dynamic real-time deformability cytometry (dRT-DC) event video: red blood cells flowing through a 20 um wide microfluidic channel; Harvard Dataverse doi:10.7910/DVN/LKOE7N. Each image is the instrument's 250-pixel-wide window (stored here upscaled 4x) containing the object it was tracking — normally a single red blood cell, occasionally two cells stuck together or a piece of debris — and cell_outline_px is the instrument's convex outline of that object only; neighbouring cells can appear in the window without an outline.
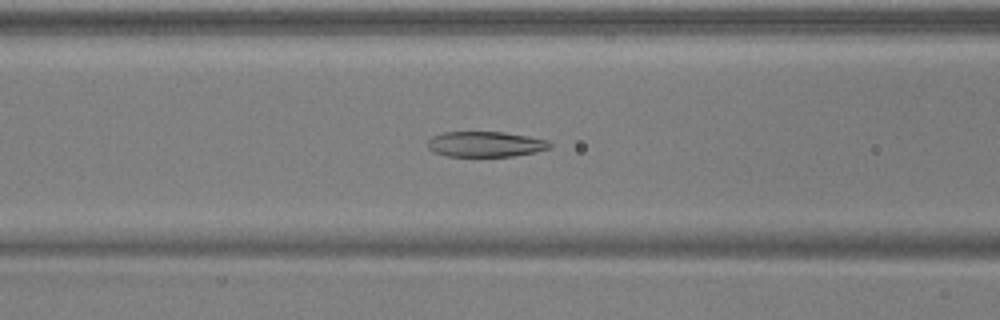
{"species": "common noctule bat (a hibernating species)", "species_latin": "Nyctalus noctula", "temperature_condition": "warm", "stored_images_in_passage": 48, "camera_frame_rate_fps": 3000, "um_per_image_px": 0.085, "animal": {"sex": "male", "body_mass_g": 17.9, "forearm_length_mm": 54.2}, "frame": {"image": 1, "passage_image": 18, "time_ms": 5.667, "image_size_px": [1000, 320], "cell_outline_px": [[552, 148], [536, 152], [512, 156], [448, 156], [432, 152], [428, 148], [428, 140], [432, 136], [444, 132], [504, 132], [528, 136], [548, 140], [552, 144]], "centroid_in_image_um": [41.28, 12.25], "position_along_channel_um": 125.3, "area_um2": 18.21}}
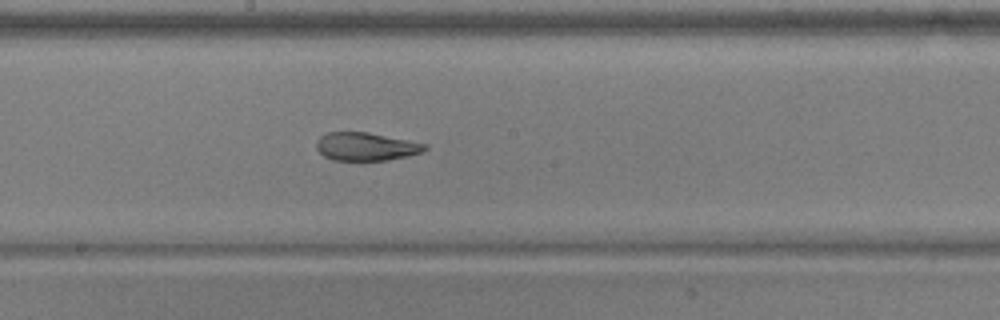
{"frame": {"image": 2, "passage_image": 25, "time_ms": 8.0, "image_size_px": [1000, 320], "cell_outline_px": [[428, 148], [420, 152], [408, 156], [388, 160], [332, 160], [324, 156], [316, 148], [316, 140], [320, 136], [328, 132], [368, 132], [428, 144]], "centroid_in_image_um": [31.1, 12.45], "position_along_channel_um": 217.1, "area_um2": 17.8}}
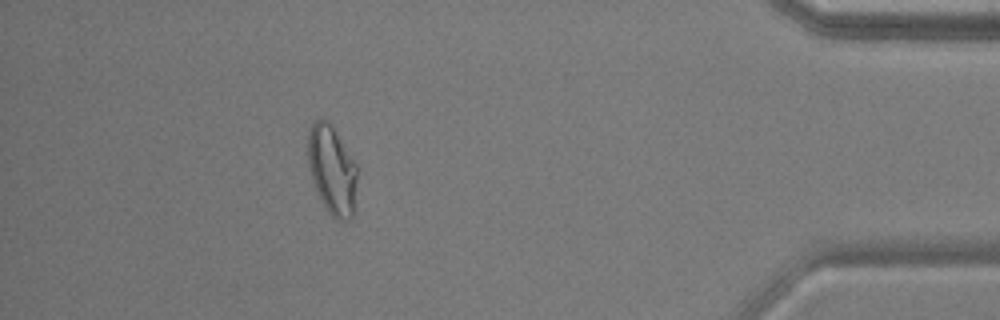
{"frame": {"image": 3, "passage_image": 43, "time_ms": 14.0, "image_size_px": [1000, 320], "cell_outline_px": [[356, 208], [352, 216], [348, 220], [336, 220], [328, 212], [312, 180], [308, 168], [308, 136], [312, 124], [320, 116], [328, 120], [332, 124], [356, 164]], "centroid_in_image_um": [28.23, 14.44], "position_along_channel_um": 407.0, "area_um2": 25.66}, "authors_computed_cell_mechanics": {"area_um2": 21.4438, "velocity_mm_per_s": 3.9308, "shape_relaxation_time_tau1_ms": 9.135, "shape_relaxation_time_tau2_ms": 1.9776, "deformation_change_tau1": 0.283, "deformation_change_tau2": 0.0869}}